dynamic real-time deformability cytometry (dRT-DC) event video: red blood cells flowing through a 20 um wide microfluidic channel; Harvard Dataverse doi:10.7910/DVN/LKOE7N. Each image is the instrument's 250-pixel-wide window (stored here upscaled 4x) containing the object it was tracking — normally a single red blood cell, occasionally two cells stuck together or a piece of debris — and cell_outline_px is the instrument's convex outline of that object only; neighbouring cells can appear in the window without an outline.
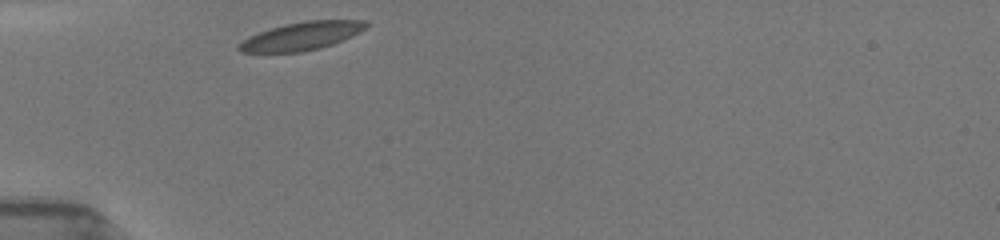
{"species": "common noctule bat (a hibernating species)", "species_latin": "Nyctalus noctula", "temperature_condition": "room temperature", "stored_images_in_passage": 20, "camera_frame_rate_fps": 3000, "um_per_image_px": 0.085, "animal": {"sex": "female", "body_mass_g": 19.5, "forearm_length_mm": 54.1}, "frame": {"image": 1, "passage_image": 1, "time_ms": 0.0, "image_size_px": [1000, 240], "cell_outline_px": [[368, 24], [360, 32], [352, 36], [332, 44], [320, 48], [304, 52], [240, 52], [236, 48], [236, 44], [248, 36], [284, 24], [304, 20], [364, 20]], "centroid_in_image_um": [25.59, 3.07], "position_along_channel_um": 59.4, "area_um2": 20.87}}
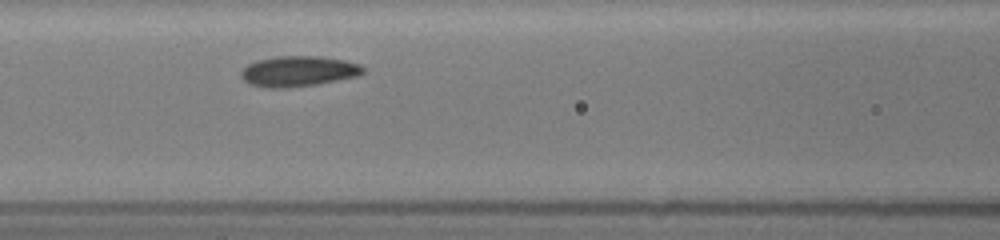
{"frame": {"image": 2, "passage_image": 12, "time_ms": 2.333, "image_size_px": [1000, 240], "cell_outline_px": [[364, 72], [360, 76], [316, 84], [288, 88], [264, 88], [248, 84], [240, 76], [240, 72], [248, 64], [256, 60], [276, 56], [320, 56], [344, 60], [360, 64], [364, 68]], "centroid_in_image_um": [25.35, 6.06], "position_along_channel_um": 141.3, "area_um2": 21.96}}
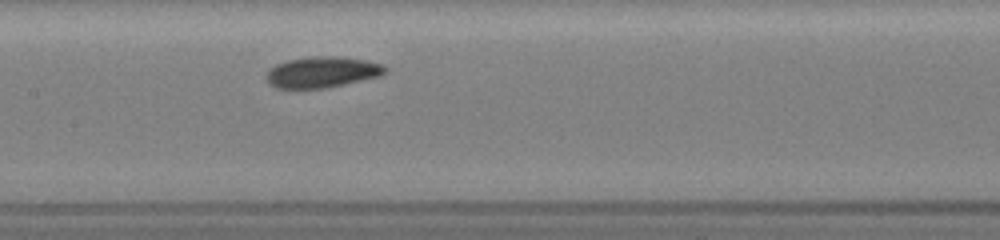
{"frame": {"image": 3, "passage_image": 17, "time_ms": 3.333, "image_size_px": [1000, 240], "cell_outline_px": [[388, 72], [380, 76], [328, 88], [276, 88], [268, 84], [268, 72], [276, 64], [288, 60], [312, 56], [340, 56], [368, 60], [384, 64], [388, 68]], "centroid_in_image_um": [27.46, 6.12], "position_along_channel_um": 179.9, "area_um2": 21.62}}